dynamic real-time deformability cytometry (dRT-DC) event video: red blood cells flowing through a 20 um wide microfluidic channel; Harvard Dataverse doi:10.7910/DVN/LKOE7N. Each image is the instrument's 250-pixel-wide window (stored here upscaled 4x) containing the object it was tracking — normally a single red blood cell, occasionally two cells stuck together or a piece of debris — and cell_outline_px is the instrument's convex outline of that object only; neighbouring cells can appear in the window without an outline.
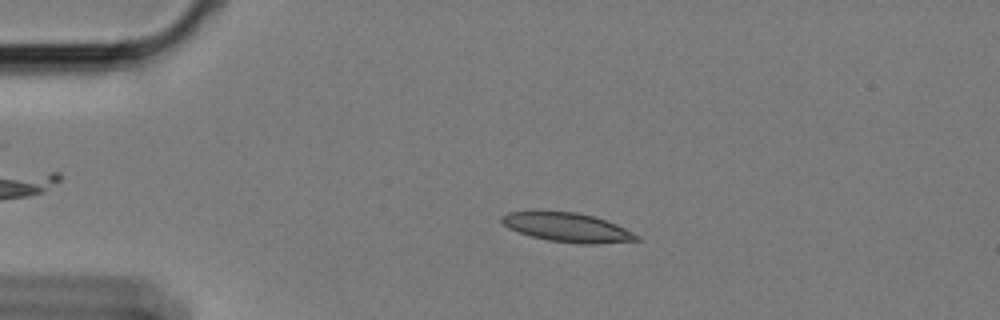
{"species": "Egyptian fruit bat (a non-hibernating species)", "species_latin": "Rousettus aegyptiacus", "temperature_condition": "cold", "stored_images_in_passage": 48, "camera_frame_rate_fps": 3000, "um_per_image_px": 0.085, "animal": {"sex": "female"}, "frame": {"image": 1, "passage_image": 9, "time_ms": 2.667, "image_size_px": [1000, 320], "cell_outline_px": [[640, 240], [596, 244], [580, 244], [548, 240], [532, 236], [508, 228], [500, 220], [500, 216], [508, 212], [536, 208], [540, 208], [576, 212], [592, 216], [616, 224], [640, 236]], "centroid_in_image_um": [48.14, 19.28], "position_along_channel_um": 36.9, "area_um2": 23.52}}
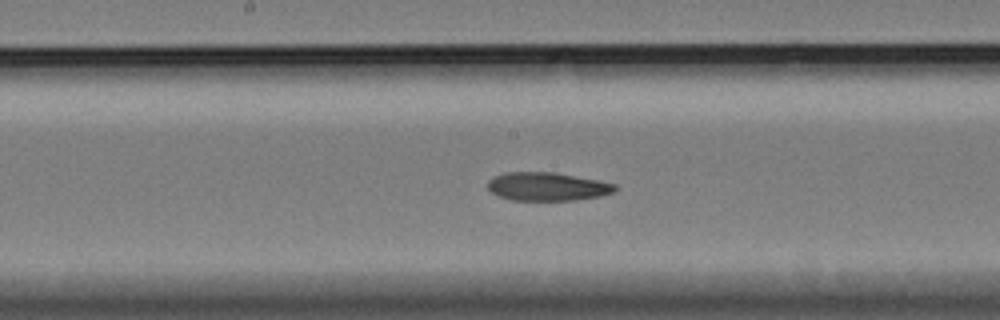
{"frame": {"image": 2, "passage_image": 27, "time_ms": 8.667, "image_size_px": [1000, 320], "cell_outline_px": [[620, 188], [616, 192], [600, 196], [576, 200], [512, 200], [500, 196], [492, 192], [488, 188], [488, 180], [492, 176], [504, 172], [556, 172], [600, 180], [616, 184]], "centroid_in_image_um": [46.57, 15.84], "position_along_channel_um": 201.6, "area_um2": 21.39}}
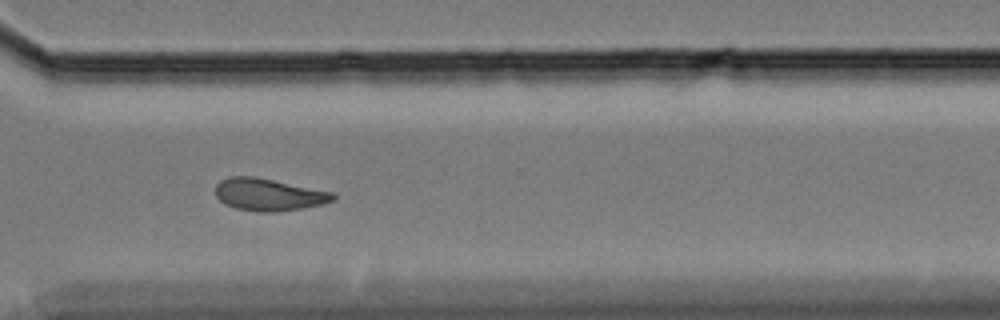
{"frame": {"image": 3, "passage_image": 40, "time_ms": 13.0, "image_size_px": [1000, 320], "cell_outline_px": [[336, 200], [320, 204], [280, 212], [256, 212], [236, 208], [224, 204], [216, 196], [216, 184], [220, 180], [232, 176], [256, 176], [332, 192], [336, 196]], "centroid_in_image_um": [22.81, 16.54], "position_along_channel_um": 347.8, "area_um2": 22.14}, "authors_computed_cell_mechanics": {"area_um2": 22.3397, "velocity_mm_per_s": 3.3748, "shape_relaxation_time_tau1_ms": null, "shape_relaxation_time_tau2_ms": 8.5899, "deformation_change_tau1": null, "deformation_change_tau2": 0.1253}}